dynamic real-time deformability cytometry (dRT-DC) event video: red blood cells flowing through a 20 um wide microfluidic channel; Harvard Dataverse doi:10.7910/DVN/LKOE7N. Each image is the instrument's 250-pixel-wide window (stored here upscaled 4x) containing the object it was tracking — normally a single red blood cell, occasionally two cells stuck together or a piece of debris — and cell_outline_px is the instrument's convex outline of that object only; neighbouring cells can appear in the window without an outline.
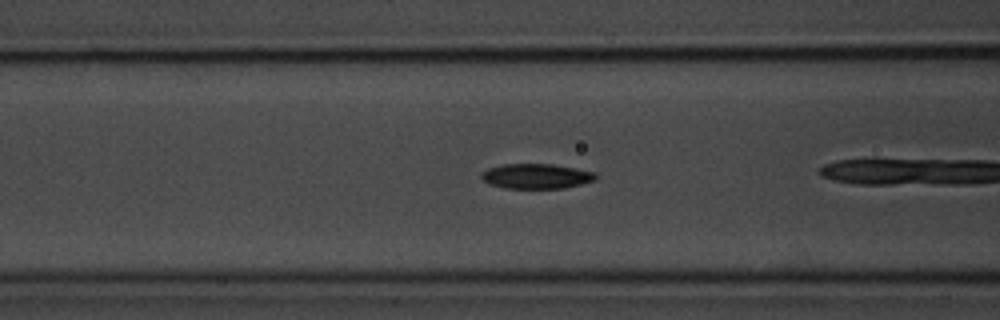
{"species": "common noctule bat (a hibernating species)", "species_latin": "Nyctalus noctula", "temperature_condition": "room temperature", "stored_images_in_passage": 40, "camera_frame_rate_fps": 3000, "um_per_image_px": 0.085, "animal": {"sex": "male", "body_mass_g": 20.1, "forearm_length_mm": 53.5}, "frame": {"image": 1, "passage_image": 18, "time_ms": 5.667, "image_size_px": [1000, 320], "cell_outline_px": [[596, 180], [564, 188], [504, 188], [488, 184], [480, 176], [488, 168], [500, 164], [552, 164], [596, 172]], "centroid_in_image_um": [45.58, 14.97], "position_along_channel_um": 121.0, "area_um2": 16.59}}